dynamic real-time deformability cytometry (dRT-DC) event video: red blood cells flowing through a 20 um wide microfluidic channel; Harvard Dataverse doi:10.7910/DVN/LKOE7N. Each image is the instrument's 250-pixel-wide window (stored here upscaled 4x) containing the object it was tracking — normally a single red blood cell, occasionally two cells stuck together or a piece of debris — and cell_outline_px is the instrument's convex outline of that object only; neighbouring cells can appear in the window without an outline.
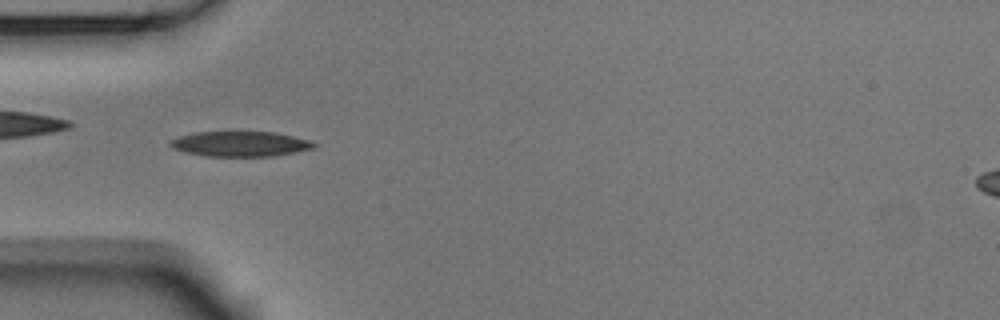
{"species": "Egyptian fruit bat (a non-hibernating species)", "species_latin": "Rousettus aegyptiacus", "temperature_condition": "room temperature", "stored_images_in_passage": 4, "camera_frame_rate_fps": 3000, "um_per_image_px": 0.085, "animal": {"sex": "male"}, "frame": {"image": 1, "passage_image": 3, "time_ms": 0.667, "image_size_px": [1000, 320], "cell_outline_px": [[316, 148], [296, 152], [272, 156], [204, 156], [184, 152], [172, 148], [168, 144], [168, 140], [180, 136], [196, 132], [276, 132], [312, 140], [316, 144]], "centroid_in_image_um": [20.43, 12.23], "position_along_channel_um": 64.6, "area_um2": 21.27}}
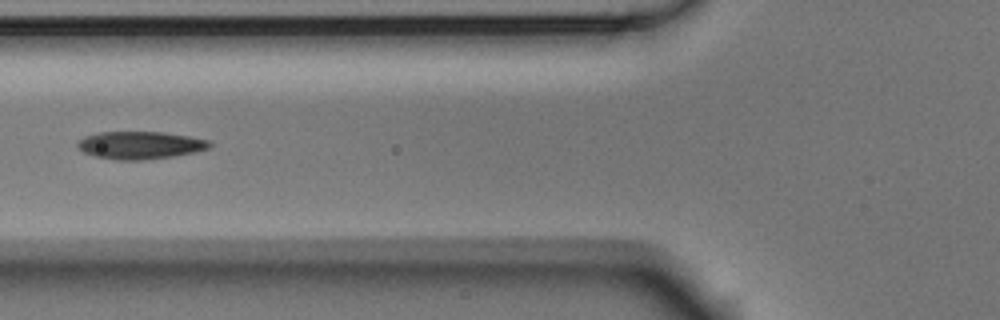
{"frame": {"image": 2, "passage_image": 4, "time_ms": 1.0, "image_size_px": [1000, 320], "cell_outline_px": [[212, 144], [208, 148], [196, 152], [172, 156], [144, 160], [116, 160], [96, 156], [84, 152], [76, 144], [84, 136], [100, 132], [160, 132], [188, 136], [208, 140]], "centroid_in_image_um": [11.91, 12.34], "position_along_channel_um": 113.9, "area_um2": 21.04}}